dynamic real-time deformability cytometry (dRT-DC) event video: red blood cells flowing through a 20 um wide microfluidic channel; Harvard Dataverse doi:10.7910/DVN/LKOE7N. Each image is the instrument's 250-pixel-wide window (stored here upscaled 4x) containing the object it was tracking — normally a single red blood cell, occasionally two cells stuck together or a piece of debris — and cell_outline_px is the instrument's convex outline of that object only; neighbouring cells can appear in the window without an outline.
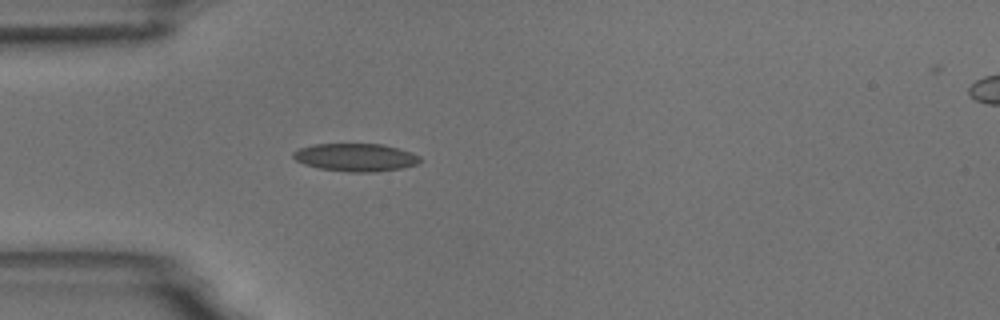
{"species": "common noctule bat (a hibernating species)", "species_latin": "Nyctalus noctula", "temperature_condition": "room temperature", "stored_images_in_passage": 2, "segment_of_instrument_passage": [1, 2], "camera_frame_rate_fps": 3000, "um_per_image_px": 0.085, "animal": {"sex": "male", "body_mass_g": 18.8}, "frame": {"image": 1, "passage_image": 1, "time_ms": 0.0, "image_size_px": [1000, 320], "cell_outline_px": [[420, 160], [416, 164], [400, 168], [372, 172], [348, 172], [320, 168], [304, 164], [296, 160], [292, 156], [292, 152], [300, 148], [316, 144], [384, 144], [412, 152], [420, 156]], "centroid_in_image_um": [30.22, 13.37], "position_along_channel_um": 54.8, "area_um2": 20.46}}